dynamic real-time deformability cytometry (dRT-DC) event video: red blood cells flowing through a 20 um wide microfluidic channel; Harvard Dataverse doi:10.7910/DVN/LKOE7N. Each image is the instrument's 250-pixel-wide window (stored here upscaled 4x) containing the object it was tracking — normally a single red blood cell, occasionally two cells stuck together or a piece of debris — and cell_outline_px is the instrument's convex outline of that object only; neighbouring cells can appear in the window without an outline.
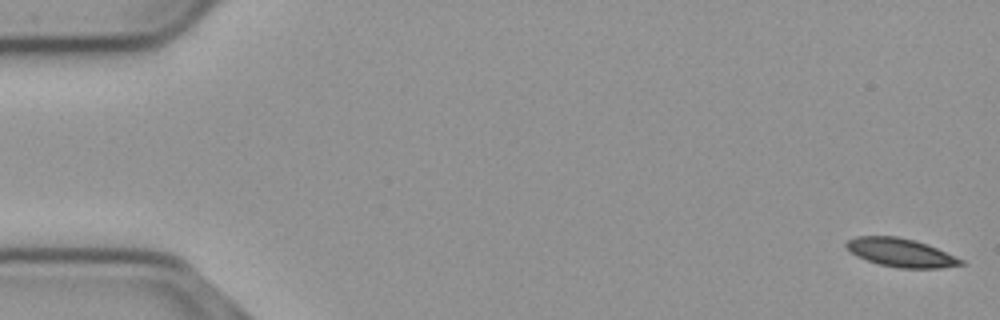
{"species": "common noctule bat (a hibernating species)", "species_latin": "Nyctalus noctula", "temperature_condition": "cold", "stored_images_in_passage": 9, "camera_frame_rate_fps": 3000, "um_per_image_px": 0.085, "animal": {"sex": "male", "body_mass_g": 23.1, "forearm_length_mm": 52.7}, "frame": {"image": 1, "passage_image": 1, "time_ms": 0.0, "image_size_px": [1000, 320], "cell_outline_px": [[964, 264], [940, 268], [900, 268], [880, 264], [856, 256], [844, 244], [848, 240], [856, 236], [896, 236], [916, 240], [936, 248], [964, 260]], "centroid_in_image_um": [76.56, 21.47], "position_along_channel_um": 8.4, "area_um2": 18.79}}